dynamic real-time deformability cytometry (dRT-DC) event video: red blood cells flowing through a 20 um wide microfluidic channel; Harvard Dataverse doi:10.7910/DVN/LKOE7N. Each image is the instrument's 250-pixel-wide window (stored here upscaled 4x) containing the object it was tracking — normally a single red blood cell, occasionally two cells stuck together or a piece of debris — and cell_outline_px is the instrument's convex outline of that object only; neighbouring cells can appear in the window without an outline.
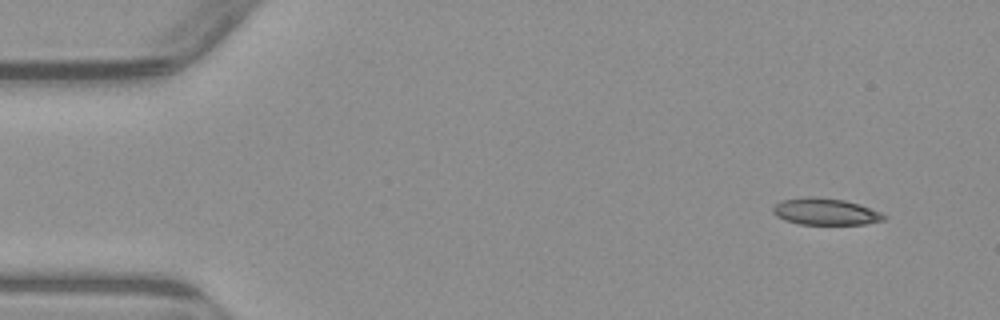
{"species": "common noctule bat (a hibernating species)", "species_latin": "Nyctalus noctula", "temperature_condition": "warm", "stored_images_in_passage": 6, "camera_frame_rate_fps": 3000, "um_per_image_px": 0.085, "animal": {"sex": "male", "body_mass_g": 23.1, "forearm_length_mm": 52.7}, "frame": {"image": 1, "passage_image": 6, "time_ms": 6.333, "image_size_px": [1000, 320], "cell_outline_px": [[888, 216], [884, 220], [864, 224], [800, 224], [784, 220], [776, 216], [772, 212], [772, 208], [780, 200], [808, 196], [816, 196], [844, 200], [860, 204], [880, 212]], "centroid_in_image_um": [70.14, 17.98], "position_along_channel_um": 14.9, "area_um2": 17.4}}